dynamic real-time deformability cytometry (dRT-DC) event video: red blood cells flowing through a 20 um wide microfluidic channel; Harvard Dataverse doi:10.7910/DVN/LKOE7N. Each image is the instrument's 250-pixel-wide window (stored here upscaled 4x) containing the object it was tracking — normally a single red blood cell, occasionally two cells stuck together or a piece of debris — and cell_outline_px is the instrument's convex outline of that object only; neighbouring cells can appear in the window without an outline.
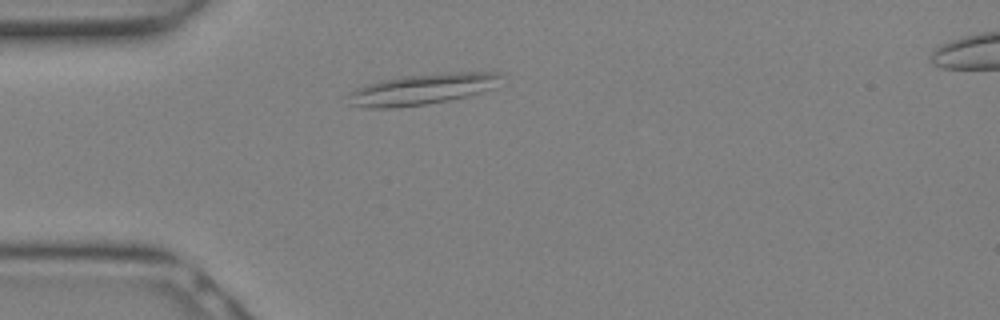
{"species": "Egyptian fruit bat (a non-hibernating species)", "species_latin": "Rousettus aegyptiacus", "temperature_condition": "warm", "stored_images_in_passage": 10, "camera_frame_rate_fps": 3000, "um_per_image_px": 0.085, "animal": {"sex": "female"}, "frame": {"image": 1, "passage_image": 2, "time_ms": 0.333, "image_size_px": [1000, 320], "cell_outline_px": [[500, 76], [496, 88], [448, 100], [424, 104], [396, 108], [364, 108], [352, 104], [348, 96], [356, 88], [380, 80], [404, 76], [456, 72], [496, 72]], "centroid_in_image_um": [35.88, 7.59], "position_along_channel_um": 49.1, "area_um2": 26.99}}
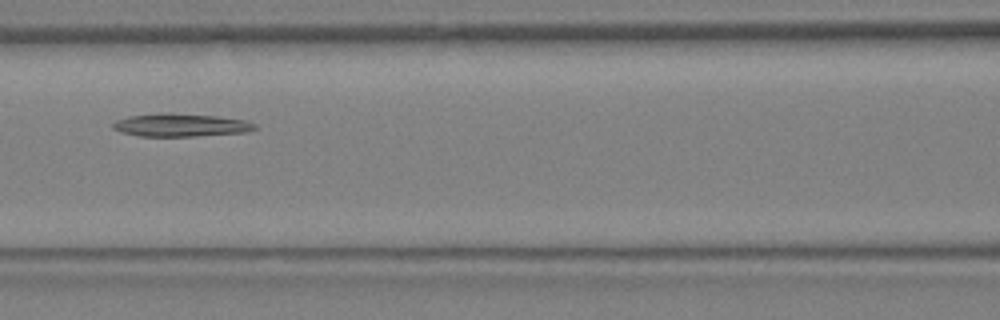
{"frame": {"image": 2, "passage_image": 7, "time_ms": 2.0, "image_size_px": [1000, 320], "cell_outline_px": [[256, 128], [244, 132], [196, 136], [140, 136], [120, 132], [112, 128], [112, 124], [116, 120], [128, 116], [160, 112], [168, 112], [216, 116], [244, 120], [256, 124]], "centroid_in_image_um": [15.29, 10.62], "position_along_channel_um": 151.3, "area_um2": 19.07}}
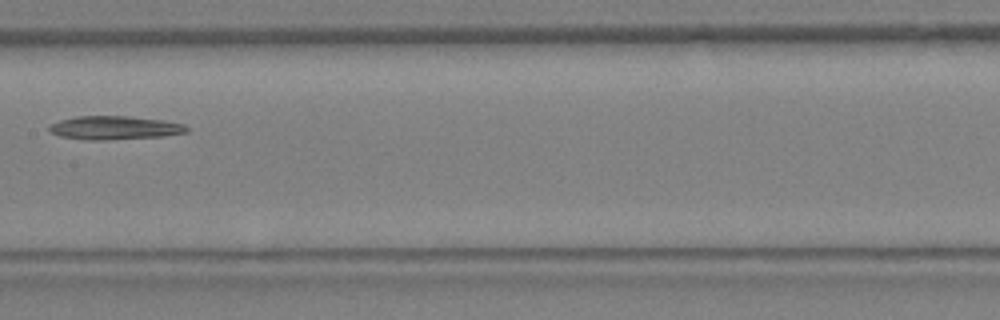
{"frame": {"image": 3, "passage_image": 9, "time_ms": 2.667, "image_size_px": [1000, 320], "cell_outline_px": [[188, 132], [164, 136], [108, 140], [84, 140], [60, 136], [52, 132], [48, 128], [52, 124], [60, 120], [76, 116], [128, 116], [160, 120], [184, 124], [188, 128]], "centroid_in_image_um": [9.74, 10.87], "position_along_channel_um": 197.7, "area_um2": 18.79}}